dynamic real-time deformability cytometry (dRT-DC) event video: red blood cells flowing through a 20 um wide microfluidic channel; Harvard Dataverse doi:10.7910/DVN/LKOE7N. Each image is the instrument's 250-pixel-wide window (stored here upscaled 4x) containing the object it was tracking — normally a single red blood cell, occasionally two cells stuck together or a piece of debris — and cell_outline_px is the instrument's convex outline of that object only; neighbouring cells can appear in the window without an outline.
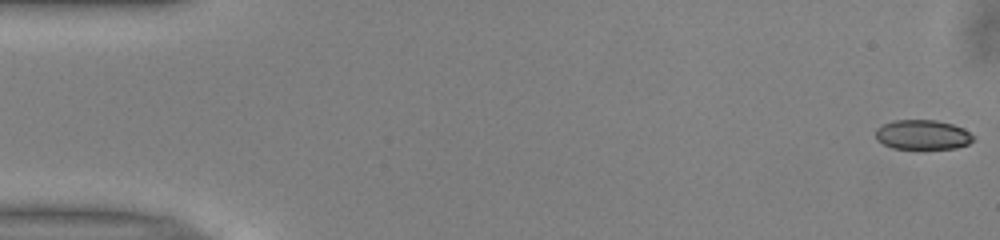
{"species": "common noctule bat (a hibernating species)", "species_latin": "Nyctalus noctula", "temperature_condition": "warm", "stored_images_in_passage": 52, "camera_frame_rate_fps": 3000, "um_per_image_px": 0.085, "animal": {"sex": "male", "body_mass_g": 13.0, "forearm_length_mm": 53.1}, "frame": {"image": 1, "passage_image": 1, "time_ms": 0.0, "image_size_px": [1000, 240], "cell_outline_px": [[976, 136], [968, 144], [956, 148], [892, 148], [876, 140], [876, 128], [892, 120], [936, 120], [952, 124], [964, 128]], "centroid_in_image_um": [78.43, 11.44], "position_along_channel_um": 6.6, "area_um2": 16.88}}
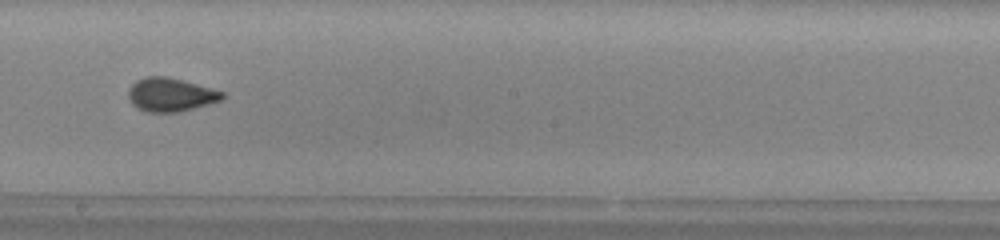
{"frame": {"image": 2, "passage_image": 29, "time_ms": 9.333, "image_size_px": [1000, 240], "cell_outline_px": [[224, 96], [220, 100], [208, 104], [176, 112], [148, 112], [132, 104], [128, 96], [128, 88], [136, 80], [144, 76], [168, 76], [224, 92]], "centroid_in_image_um": [14.46, 8.03], "position_along_channel_um": 233.7, "area_um2": 18.15}}
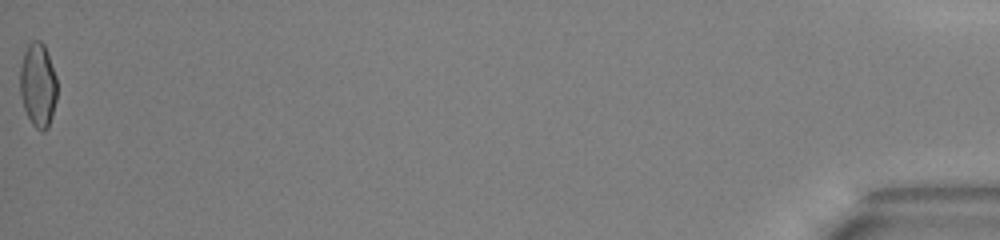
{"frame": {"image": 3, "passage_image": 52, "time_ms": 17.0, "image_size_px": [1000, 240], "cell_outline_px": [[56, 100], [48, 128], [44, 132], [40, 132], [32, 124], [24, 108], [20, 92], [20, 64], [24, 52], [28, 44], [32, 40], [40, 40], [44, 44], [48, 52], [56, 76]], "centroid_in_image_um": [3.22, 7.21], "position_along_channel_um": 432.0, "area_um2": 18.26}, "authors_computed_cell_mechanics": {"area_um2": 18.0336, "velocity_mm_per_s": 3.9883, "shape_relaxation_time_tau1_ms": 5.2645, "shape_relaxation_time_tau2_ms": 0.7107, "deformation_change_tau1": 0.1435, "deformation_change_tau2": 0.0618}}